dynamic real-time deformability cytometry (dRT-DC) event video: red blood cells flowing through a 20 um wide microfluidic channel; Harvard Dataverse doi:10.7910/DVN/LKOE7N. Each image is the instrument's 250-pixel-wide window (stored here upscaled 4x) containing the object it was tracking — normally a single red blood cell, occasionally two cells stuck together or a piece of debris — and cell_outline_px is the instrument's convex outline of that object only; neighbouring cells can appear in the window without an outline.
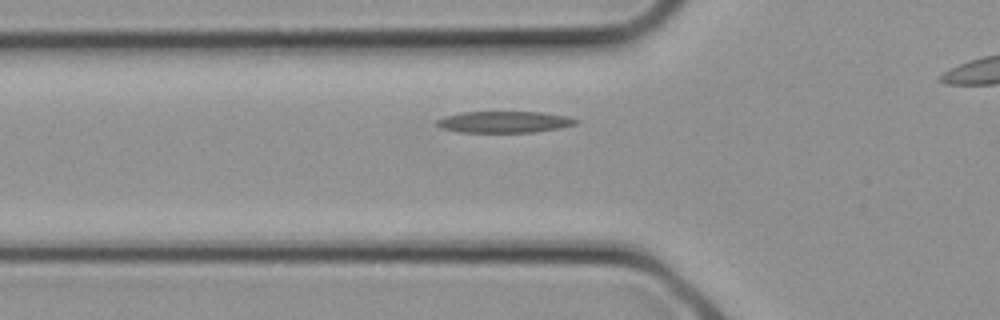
{"species": "common noctule bat (a hibernating species)", "species_latin": "Nyctalus noctula", "temperature_condition": "cold", "stored_images_in_passage": 8, "segment_of_instrument_passage": [1, 2], "camera_frame_rate_fps": 3000, "um_per_image_px": 0.085, "animal": {"sex": "female", "body_mass_g": 21.9}, "frame": {"image": 1, "passage_image": 3, "time_ms": 0.667, "image_size_px": [1000, 320], "cell_outline_px": [[580, 120], [576, 124], [560, 128], [532, 132], [460, 132], [440, 128], [436, 124], [436, 120], [444, 116], [464, 112], [544, 112], [568, 116]], "centroid_in_image_um": [42.88, 10.36], "position_along_channel_um": 82.9, "area_um2": 17.46}}
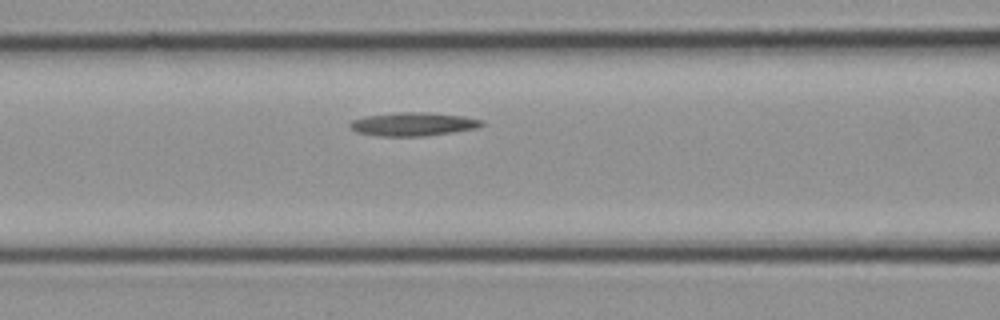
{"frame": {"image": 2, "passage_image": 5, "time_ms": 1.333, "image_size_px": [1000, 320], "cell_outline_px": [[484, 124], [476, 128], [452, 132], [424, 136], [380, 136], [356, 132], [348, 124], [352, 120], [364, 116], [400, 112], [428, 112], [464, 116], [484, 120]], "centroid_in_image_um": [35.12, 10.54], "position_along_channel_um": 131.5, "area_um2": 18.03}}
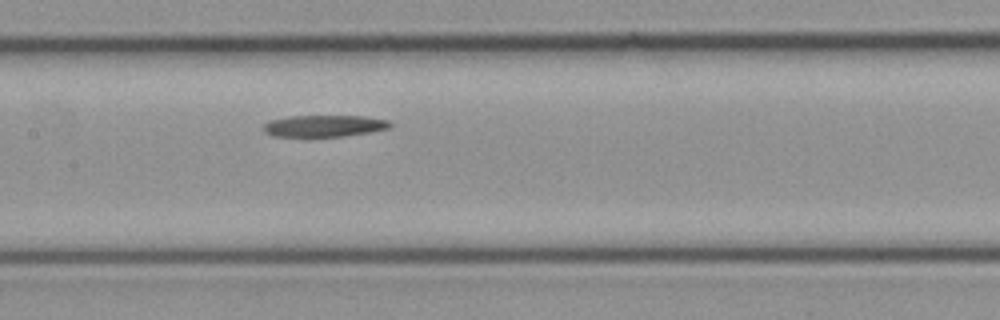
{"frame": {"image": 3, "passage_image": 7, "time_ms": 2.0, "image_size_px": [1000, 320], "cell_outline_px": [[392, 124], [388, 128], [368, 132], [344, 136], [272, 136], [264, 132], [264, 124], [268, 120], [288, 116], [364, 116], [388, 120]], "centroid_in_image_um": [27.51, 10.69], "position_along_channel_um": 179.9, "area_um2": 15.9}}